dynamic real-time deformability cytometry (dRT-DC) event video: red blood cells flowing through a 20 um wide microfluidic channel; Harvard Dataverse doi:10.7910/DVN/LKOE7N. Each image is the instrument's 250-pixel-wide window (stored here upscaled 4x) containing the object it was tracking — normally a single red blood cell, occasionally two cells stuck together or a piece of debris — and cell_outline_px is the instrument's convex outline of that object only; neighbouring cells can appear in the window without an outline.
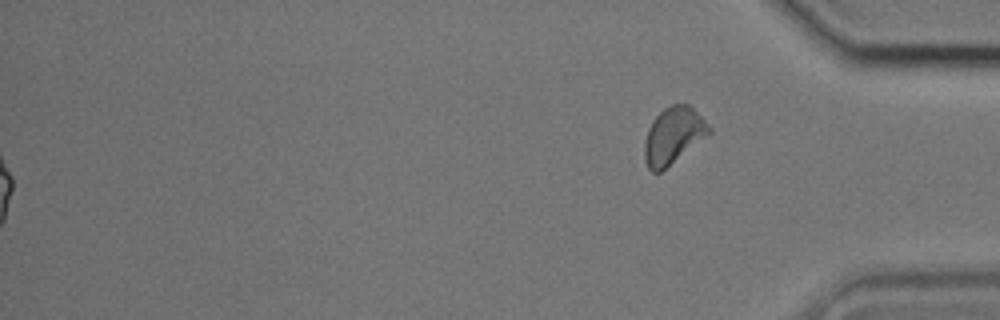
{"species": "common noctule bat (a hibernating species)", "species_latin": "Nyctalus noctula", "temperature_condition": "cold", "stored_images_in_passage": 51, "segment_of_instrument_passage": [2, 2], "camera_frame_rate_fps": 3000, "um_per_image_px": 0.085, "animal": {"sex": "male", "body_mass_g": 17.9, "forearm_length_mm": 54.2}, "frame": {"image": 1, "passage_image": 51, "time_ms": 16.667, "image_size_px": [1000, 320], "cell_outline_px": [[712, 132], [660, 172], [652, 172], [648, 168], [644, 160], [644, 144], [648, 128], [652, 120], [664, 108], [672, 104], [688, 104], [712, 128]], "centroid_in_image_um": [57.21, 11.52], "position_along_channel_um": 378.0, "area_um2": 21.04}}